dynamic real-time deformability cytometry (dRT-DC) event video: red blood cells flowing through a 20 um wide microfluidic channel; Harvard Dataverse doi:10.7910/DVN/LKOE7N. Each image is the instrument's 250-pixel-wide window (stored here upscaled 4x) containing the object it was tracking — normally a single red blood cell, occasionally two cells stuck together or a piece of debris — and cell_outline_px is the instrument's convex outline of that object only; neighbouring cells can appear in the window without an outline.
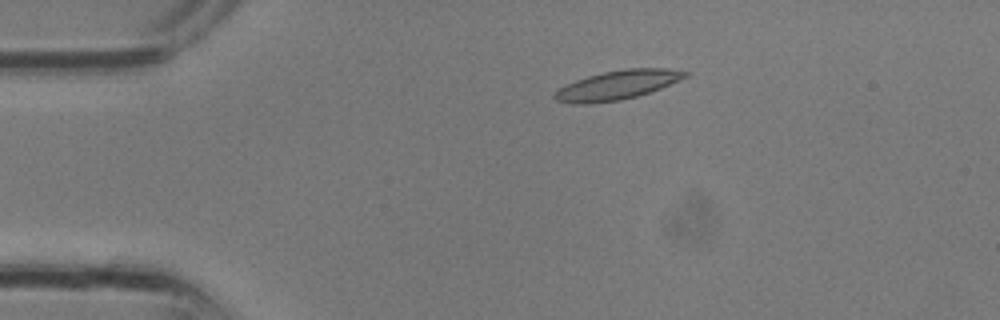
{"species": "common noctule bat (a hibernating species)", "species_latin": "Nyctalus noctula", "temperature_condition": "room temperature", "stored_images_in_passage": 8, "camera_frame_rate_fps": 3000, "um_per_image_px": 0.085, "animal": {"sex": "male", "body_mass_g": 13.3}, "frame": {"image": 1, "passage_image": 1, "time_ms": 0.0, "image_size_px": [1000, 320], "cell_outline_px": [[692, 72], [688, 76], [680, 80], [660, 88], [636, 96], [620, 100], [588, 104], [572, 104], [556, 100], [552, 96], [560, 88], [576, 80], [588, 76], [604, 72], [624, 68], [668, 68]], "centroid_in_image_um": [52.51, 7.22], "position_along_channel_um": 32.5, "area_um2": 22.08}}
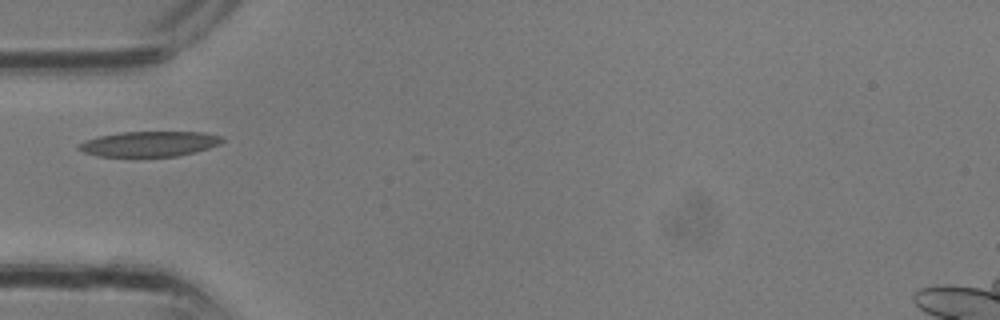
{"frame": {"image": 2, "passage_image": 5, "time_ms": 1.333, "image_size_px": [1000, 320], "cell_outline_px": [[224, 140], [220, 144], [196, 152], [176, 156], [132, 160], [96, 156], [84, 152], [76, 148], [76, 144], [100, 136], [120, 132], [204, 132], [220, 136]], "centroid_in_image_um": [12.63, 12.29], "position_along_channel_um": 72.4, "area_um2": 22.14}}
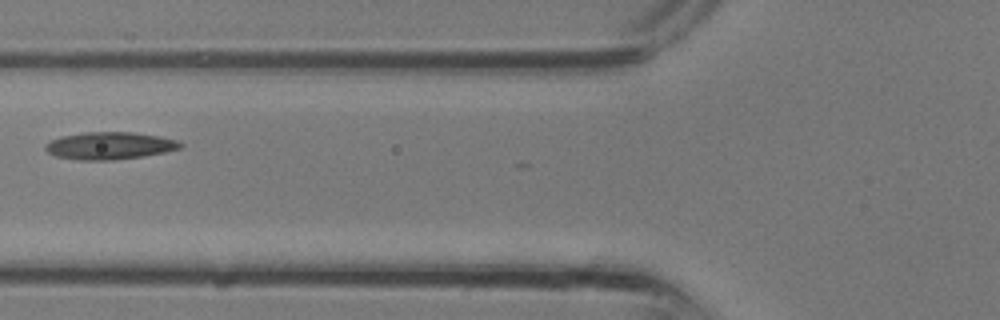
{"frame": {"image": 3, "passage_image": 7, "time_ms": 2.0, "image_size_px": [1000, 320], "cell_outline_px": [[184, 144], [180, 148], [164, 152], [144, 156], [112, 160], [76, 160], [56, 156], [48, 152], [44, 148], [44, 144], [60, 136], [84, 132], [132, 132], [160, 136], [176, 140]], "centroid_in_image_um": [9.29, 12.38], "position_along_channel_um": 116.5, "area_um2": 21.56}}